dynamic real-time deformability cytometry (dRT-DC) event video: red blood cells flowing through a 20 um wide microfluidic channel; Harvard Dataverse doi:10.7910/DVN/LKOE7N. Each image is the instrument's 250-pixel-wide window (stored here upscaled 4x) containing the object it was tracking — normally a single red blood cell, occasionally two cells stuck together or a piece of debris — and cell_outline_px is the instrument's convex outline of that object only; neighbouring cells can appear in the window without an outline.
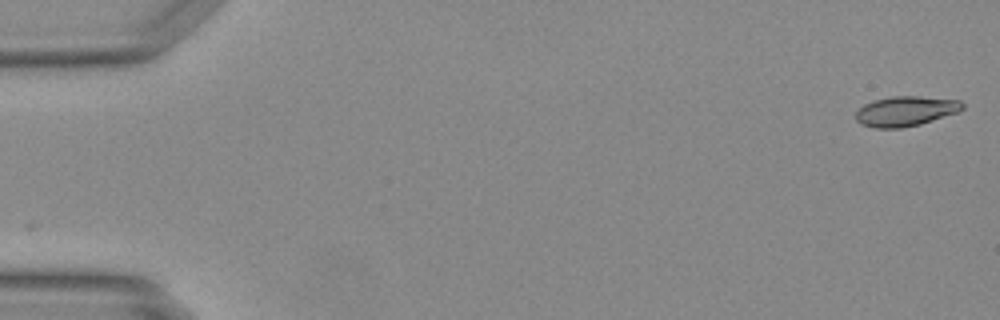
{"species": "Egyptian fruit bat (a non-hibernating species)", "species_latin": "Rousettus aegyptiacus", "temperature_condition": "warm", "stored_images_in_passage": 13, "camera_frame_rate_fps": 3000, "um_per_image_px": 0.085, "animal": {"sex": "female"}, "frame": {"image": 1, "passage_image": 1, "time_ms": 0.0, "image_size_px": [1000, 320], "cell_outline_px": [[964, 108], [960, 112], [920, 124], [900, 128], [872, 128], [860, 124], [856, 120], [856, 112], [864, 104], [876, 100], [892, 96], [920, 96], [960, 100], [964, 104]], "centroid_in_image_um": [77.0, 9.45], "position_along_channel_um": 8.0, "area_um2": 18.73}}
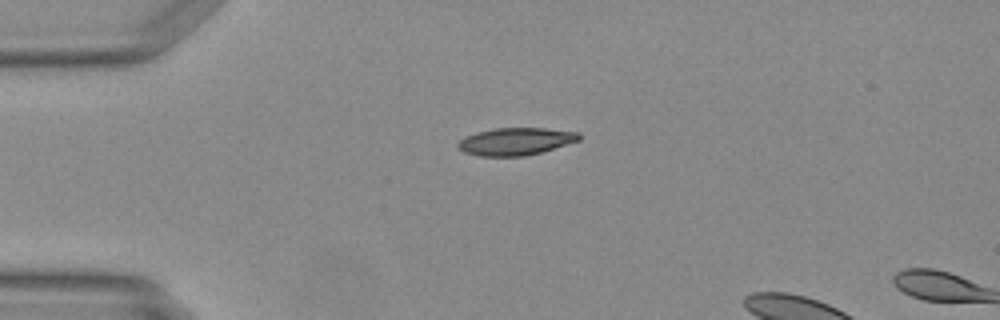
{"frame": {"image": 2, "passage_image": 12, "time_ms": 3.667, "image_size_px": [1000, 320], "cell_outline_px": [[580, 140], [540, 152], [524, 156], [480, 156], [464, 152], [456, 144], [460, 140], [476, 132], [496, 128], [544, 128], [580, 132]], "centroid_in_image_um": [43.84, 12.01], "position_along_channel_um": 41.2, "area_um2": 19.13}}